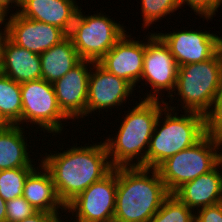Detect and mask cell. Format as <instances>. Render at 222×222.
Returning a JSON list of instances; mask_svg holds the SVG:
<instances>
[{"label":"cell","mask_w":222,"mask_h":222,"mask_svg":"<svg viewBox=\"0 0 222 222\" xmlns=\"http://www.w3.org/2000/svg\"><path fill=\"white\" fill-rule=\"evenodd\" d=\"M41 163L49 170L56 193L66 207L93 183L103 179L114 168L104 142L76 147L56 154H44Z\"/></svg>","instance_id":"obj_1"},{"label":"cell","mask_w":222,"mask_h":222,"mask_svg":"<svg viewBox=\"0 0 222 222\" xmlns=\"http://www.w3.org/2000/svg\"><path fill=\"white\" fill-rule=\"evenodd\" d=\"M169 195L157 169L119 167L113 222H150Z\"/></svg>","instance_id":"obj_2"},{"label":"cell","mask_w":222,"mask_h":222,"mask_svg":"<svg viewBox=\"0 0 222 222\" xmlns=\"http://www.w3.org/2000/svg\"><path fill=\"white\" fill-rule=\"evenodd\" d=\"M127 111L116 138L103 141L113 168L146 167V155L151 136L164 100H142ZM164 106H162V104ZM142 152V153H141ZM111 156V157H110ZM137 158V162L133 160Z\"/></svg>","instance_id":"obj_3"},{"label":"cell","mask_w":222,"mask_h":222,"mask_svg":"<svg viewBox=\"0 0 222 222\" xmlns=\"http://www.w3.org/2000/svg\"><path fill=\"white\" fill-rule=\"evenodd\" d=\"M168 104L165 103L156 121L146 155V168L156 169L166 159L192 147L206 135L203 115L184 111L185 115L178 116L176 107ZM163 113L165 118L161 117Z\"/></svg>","instance_id":"obj_4"},{"label":"cell","mask_w":222,"mask_h":222,"mask_svg":"<svg viewBox=\"0 0 222 222\" xmlns=\"http://www.w3.org/2000/svg\"><path fill=\"white\" fill-rule=\"evenodd\" d=\"M222 81V48L204 62L179 66L174 95L185 112L205 115Z\"/></svg>","instance_id":"obj_5"},{"label":"cell","mask_w":222,"mask_h":222,"mask_svg":"<svg viewBox=\"0 0 222 222\" xmlns=\"http://www.w3.org/2000/svg\"><path fill=\"white\" fill-rule=\"evenodd\" d=\"M219 149L218 138L206 134L192 147L162 162L156 169L168 192L173 194L184 183L213 170L222 161Z\"/></svg>","instance_id":"obj_6"},{"label":"cell","mask_w":222,"mask_h":222,"mask_svg":"<svg viewBox=\"0 0 222 222\" xmlns=\"http://www.w3.org/2000/svg\"><path fill=\"white\" fill-rule=\"evenodd\" d=\"M81 10L80 7L68 37L82 60L98 62L126 30L100 12L86 17Z\"/></svg>","instance_id":"obj_7"},{"label":"cell","mask_w":222,"mask_h":222,"mask_svg":"<svg viewBox=\"0 0 222 222\" xmlns=\"http://www.w3.org/2000/svg\"><path fill=\"white\" fill-rule=\"evenodd\" d=\"M22 123L41 127L43 132L61 133L64 120L69 118L60 109L53 83L38 79L20 84ZM64 119V120H63ZM62 120V121H61ZM44 128V129H43ZM45 130V131H44Z\"/></svg>","instance_id":"obj_8"},{"label":"cell","mask_w":222,"mask_h":222,"mask_svg":"<svg viewBox=\"0 0 222 222\" xmlns=\"http://www.w3.org/2000/svg\"><path fill=\"white\" fill-rule=\"evenodd\" d=\"M147 38L148 42H145L144 65L140 80H145L154 90H150L144 100L161 99L162 101L163 98H159L158 95L162 96L160 92L164 90L169 94L167 97L174 99L173 91L176 86L179 66L169 47L156 33H150Z\"/></svg>","instance_id":"obj_9"},{"label":"cell","mask_w":222,"mask_h":222,"mask_svg":"<svg viewBox=\"0 0 222 222\" xmlns=\"http://www.w3.org/2000/svg\"><path fill=\"white\" fill-rule=\"evenodd\" d=\"M116 192L117 168H114L72 200L65 212L75 214L74 222H113Z\"/></svg>","instance_id":"obj_10"},{"label":"cell","mask_w":222,"mask_h":222,"mask_svg":"<svg viewBox=\"0 0 222 222\" xmlns=\"http://www.w3.org/2000/svg\"><path fill=\"white\" fill-rule=\"evenodd\" d=\"M183 30L156 34L169 47L178 66L207 61L222 48V37L207 31Z\"/></svg>","instance_id":"obj_11"},{"label":"cell","mask_w":222,"mask_h":222,"mask_svg":"<svg viewBox=\"0 0 222 222\" xmlns=\"http://www.w3.org/2000/svg\"><path fill=\"white\" fill-rule=\"evenodd\" d=\"M93 63L90 60H81L61 79L53 83L58 105L69 119L88 116V83Z\"/></svg>","instance_id":"obj_12"},{"label":"cell","mask_w":222,"mask_h":222,"mask_svg":"<svg viewBox=\"0 0 222 222\" xmlns=\"http://www.w3.org/2000/svg\"><path fill=\"white\" fill-rule=\"evenodd\" d=\"M92 67L88 83V115L96 110L118 108L130 94L132 96L134 87L129 82L108 72L98 62H94Z\"/></svg>","instance_id":"obj_13"},{"label":"cell","mask_w":222,"mask_h":222,"mask_svg":"<svg viewBox=\"0 0 222 222\" xmlns=\"http://www.w3.org/2000/svg\"><path fill=\"white\" fill-rule=\"evenodd\" d=\"M9 17L7 37L17 46L39 55L68 36L56 26L25 18L18 12Z\"/></svg>","instance_id":"obj_14"},{"label":"cell","mask_w":222,"mask_h":222,"mask_svg":"<svg viewBox=\"0 0 222 222\" xmlns=\"http://www.w3.org/2000/svg\"><path fill=\"white\" fill-rule=\"evenodd\" d=\"M144 55L145 42L134 40L125 33L98 63L108 72L136 87L143 72Z\"/></svg>","instance_id":"obj_15"},{"label":"cell","mask_w":222,"mask_h":222,"mask_svg":"<svg viewBox=\"0 0 222 222\" xmlns=\"http://www.w3.org/2000/svg\"><path fill=\"white\" fill-rule=\"evenodd\" d=\"M1 73L22 84L41 79L40 55L17 46L7 36L0 45Z\"/></svg>","instance_id":"obj_16"},{"label":"cell","mask_w":222,"mask_h":222,"mask_svg":"<svg viewBox=\"0 0 222 222\" xmlns=\"http://www.w3.org/2000/svg\"><path fill=\"white\" fill-rule=\"evenodd\" d=\"M77 4L75 0H24L16 12L25 18L56 26L68 35L80 8Z\"/></svg>","instance_id":"obj_17"},{"label":"cell","mask_w":222,"mask_h":222,"mask_svg":"<svg viewBox=\"0 0 222 222\" xmlns=\"http://www.w3.org/2000/svg\"><path fill=\"white\" fill-rule=\"evenodd\" d=\"M222 161L209 173L184 183L173 195L192 210L222 202ZM196 208V209H195Z\"/></svg>","instance_id":"obj_18"},{"label":"cell","mask_w":222,"mask_h":222,"mask_svg":"<svg viewBox=\"0 0 222 222\" xmlns=\"http://www.w3.org/2000/svg\"><path fill=\"white\" fill-rule=\"evenodd\" d=\"M28 174L23 188V198L32 205L37 212H46L59 215V209L66 210V207L59 199L53 178L49 170L42 164ZM42 170V171H40ZM40 171V172H39ZM44 171V172H43Z\"/></svg>","instance_id":"obj_19"},{"label":"cell","mask_w":222,"mask_h":222,"mask_svg":"<svg viewBox=\"0 0 222 222\" xmlns=\"http://www.w3.org/2000/svg\"><path fill=\"white\" fill-rule=\"evenodd\" d=\"M24 128L20 125L0 127V171L13 168H35L29 155ZM26 140V141H25ZM32 162V163H31Z\"/></svg>","instance_id":"obj_20"},{"label":"cell","mask_w":222,"mask_h":222,"mask_svg":"<svg viewBox=\"0 0 222 222\" xmlns=\"http://www.w3.org/2000/svg\"><path fill=\"white\" fill-rule=\"evenodd\" d=\"M40 59L41 78L50 83L61 79L82 60L68 36L40 54Z\"/></svg>","instance_id":"obj_21"},{"label":"cell","mask_w":222,"mask_h":222,"mask_svg":"<svg viewBox=\"0 0 222 222\" xmlns=\"http://www.w3.org/2000/svg\"><path fill=\"white\" fill-rule=\"evenodd\" d=\"M0 119L6 125L22 123V97L20 84L0 74Z\"/></svg>","instance_id":"obj_22"},{"label":"cell","mask_w":222,"mask_h":222,"mask_svg":"<svg viewBox=\"0 0 222 222\" xmlns=\"http://www.w3.org/2000/svg\"><path fill=\"white\" fill-rule=\"evenodd\" d=\"M194 212L175 195L170 194L150 222H195Z\"/></svg>","instance_id":"obj_23"},{"label":"cell","mask_w":222,"mask_h":222,"mask_svg":"<svg viewBox=\"0 0 222 222\" xmlns=\"http://www.w3.org/2000/svg\"><path fill=\"white\" fill-rule=\"evenodd\" d=\"M33 169L13 168L0 171V196L4 201L23 196L25 180Z\"/></svg>","instance_id":"obj_24"},{"label":"cell","mask_w":222,"mask_h":222,"mask_svg":"<svg viewBox=\"0 0 222 222\" xmlns=\"http://www.w3.org/2000/svg\"><path fill=\"white\" fill-rule=\"evenodd\" d=\"M180 0H141L143 28H148L154 22H159L168 14L180 8ZM145 26V27H144Z\"/></svg>","instance_id":"obj_25"},{"label":"cell","mask_w":222,"mask_h":222,"mask_svg":"<svg viewBox=\"0 0 222 222\" xmlns=\"http://www.w3.org/2000/svg\"><path fill=\"white\" fill-rule=\"evenodd\" d=\"M210 108L204 115L205 131L217 137L222 132V81Z\"/></svg>","instance_id":"obj_26"},{"label":"cell","mask_w":222,"mask_h":222,"mask_svg":"<svg viewBox=\"0 0 222 222\" xmlns=\"http://www.w3.org/2000/svg\"><path fill=\"white\" fill-rule=\"evenodd\" d=\"M6 208V222H18L37 213L23 196L7 201Z\"/></svg>","instance_id":"obj_27"},{"label":"cell","mask_w":222,"mask_h":222,"mask_svg":"<svg viewBox=\"0 0 222 222\" xmlns=\"http://www.w3.org/2000/svg\"><path fill=\"white\" fill-rule=\"evenodd\" d=\"M187 4L193 12H195L198 16L206 19H212L214 15H216L217 9L222 4V0H180V6H184ZM204 16V17H203Z\"/></svg>","instance_id":"obj_28"},{"label":"cell","mask_w":222,"mask_h":222,"mask_svg":"<svg viewBox=\"0 0 222 222\" xmlns=\"http://www.w3.org/2000/svg\"><path fill=\"white\" fill-rule=\"evenodd\" d=\"M196 212L195 222H222V202L200 208Z\"/></svg>","instance_id":"obj_29"},{"label":"cell","mask_w":222,"mask_h":222,"mask_svg":"<svg viewBox=\"0 0 222 222\" xmlns=\"http://www.w3.org/2000/svg\"><path fill=\"white\" fill-rule=\"evenodd\" d=\"M58 217L55 214L46 212H37L33 216L25 218L18 222H54Z\"/></svg>","instance_id":"obj_30"},{"label":"cell","mask_w":222,"mask_h":222,"mask_svg":"<svg viewBox=\"0 0 222 222\" xmlns=\"http://www.w3.org/2000/svg\"><path fill=\"white\" fill-rule=\"evenodd\" d=\"M8 12L10 13V11L8 9H6L3 5L0 4V27L3 24L4 28L2 31H0V36H7L8 33V28H9V18L7 19L8 21L6 22L5 17L8 16ZM5 20V21H4ZM5 22V23H4Z\"/></svg>","instance_id":"obj_31"},{"label":"cell","mask_w":222,"mask_h":222,"mask_svg":"<svg viewBox=\"0 0 222 222\" xmlns=\"http://www.w3.org/2000/svg\"><path fill=\"white\" fill-rule=\"evenodd\" d=\"M23 1L24 0H0V4L3 5L6 9L10 10V3L11 5L15 4V8L16 6L21 8Z\"/></svg>","instance_id":"obj_32"},{"label":"cell","mask_w":222,"mask_h":222,"mask_svg":"<svg viewBox=\"0 0 222 222\" xmlns=\"http://www.w3.org/2000/svg\"><path fill=\"white\" fill-rule=\"evenodd\" d=\"M6 201L0 196V222H6Z\"/></svg>","instance_id":"obj_33"},{"label":"cell","mask_w":222,"mask_h":222,"mask_svg":"<svg viewBox=\"0 0 222 222\" xmlns=\"http://www.w3.org/2000/svg\"><path fill=\"white\" fill-rule=\"evenodd\" d=\"M218 141H219V145L222 146V132L217 136ZM222 155V152H221Z\"/></svg>","instance_id":"obj_34"},{"label":"cell","mask_w":222,"mask_h":222,"mask_svg":"<svg viewBox=\"0 0 222 222\" xmlns=\"http://www.w3.org/2000/svg\"><path fill=\"white\" fill-rule=\"evenodd\" d=\"M61 217H58L54 222H65L62 219H60ZM67 222V221H66Z\"/></svg>","instance_id":"obj_35"},{"label":"cell","mask_w":222,"mask_h":222,"mask_svg":"<svg viewBox=\"0 0 222 222\" xmlns=\"http://www.w3.org/2000/svg\"><path fill=\"white\" fill-rule=\"evenodd\" d=\"M4 125L6 124L0 119V127H3Z\"/></svg>","instance_id":"obj_36"}]
</instances>
